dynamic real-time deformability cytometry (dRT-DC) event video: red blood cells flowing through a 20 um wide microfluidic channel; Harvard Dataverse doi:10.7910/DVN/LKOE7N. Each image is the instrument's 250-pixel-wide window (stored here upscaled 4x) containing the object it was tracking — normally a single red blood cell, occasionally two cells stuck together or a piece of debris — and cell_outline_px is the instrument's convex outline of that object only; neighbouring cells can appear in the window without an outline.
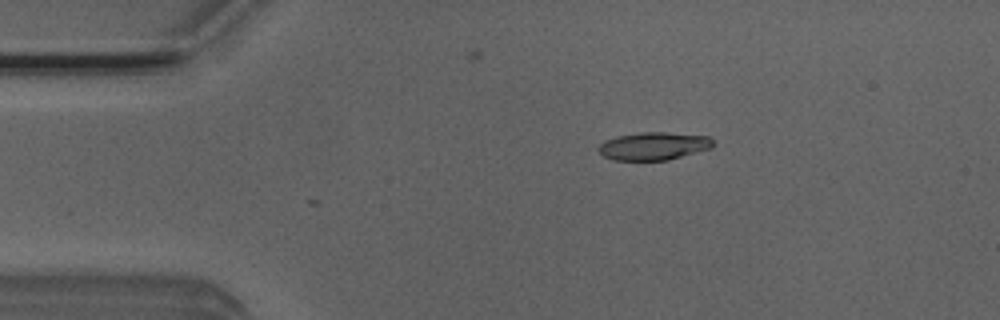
{"species": "Egyptian fruit bat (a non-hibernating species)", "species_latin": "Rousettus aegyptiacus", "temperature_condition": "room temperature", "stored_images_in_passage": 6, "camera_frame_rate_fps": 3000, "um_per_image_px": 0.085, "animal": {"sex": "male"}, "frame": {"image": 1, "passage_image": 3, "time_ms": 0.667, "image_size_px": [1000, 320], "cell_outline_px": [[716, 144], [712, 148], [668, 160], [612, 160], [604, 156], [596, 148], [604, 140], [616, 136], [640, 132], [668, 132], [708, 136]], "centroid_in_image_um": [55.56, 12.41], "position_along_channel_um": 29.4, "area_um2": 18.79}}